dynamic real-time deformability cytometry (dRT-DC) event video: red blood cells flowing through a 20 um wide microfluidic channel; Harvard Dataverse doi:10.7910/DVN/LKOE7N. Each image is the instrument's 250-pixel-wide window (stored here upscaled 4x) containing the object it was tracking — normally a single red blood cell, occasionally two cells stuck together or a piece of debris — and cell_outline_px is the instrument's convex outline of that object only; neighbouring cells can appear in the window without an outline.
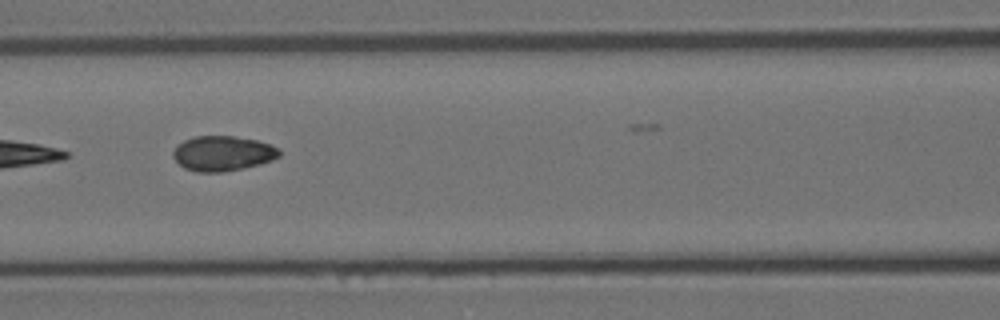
{"species": "Egyptian fruit bat (a non-hibernating species)", "species_latin": "Rousettus aegyptiacus", "temperature_condition": "room temperature", "stored_images_in_passage": 11, "camera_frame_rate_fps": 3000, "um_per_image_px": 0.085, "animal": {"sex": "female"}, "frame": {"image": 1, "passage_image": 7, "time_ms": 8.0, "image_size_px": [1000, 320], "cell_outline_px": [[280, 156], [272, 160], [260, 164], [244, 168], [224, 172], [196, 172], [184, 168], [172, 156], [172, 152], [184, 140], [192, 136], [232, 136], [256, 140], [280, 148]], "centroid_in_image_um": [18.94, 13.05], "position_along_channel_um": 147.7, "area_um2": 21.68}}
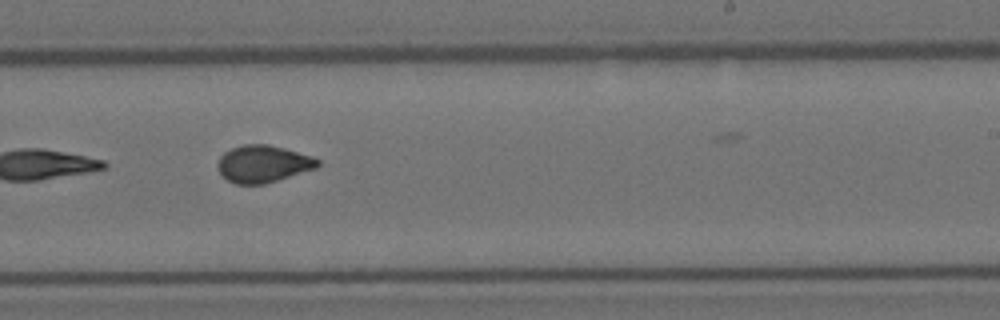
{"frame": {"image": 2, "passage_image": 10, "time_ms": 11.333, "image_size_px": [1000, 320], "cell_outline_px": [[320, 164], [316, 168], [264, 184], [236, 184], [228, 180], [216, 168], [216, 164], [220, 156], [224, 152], [232, 148], [244, 144], [268, 144], [284, 148], [312, 156], [320, 160]], "centroid_in_image_um": [22.34, 13.92], "position_along_channel_um": 266.7, "area_um2": 21.62}}
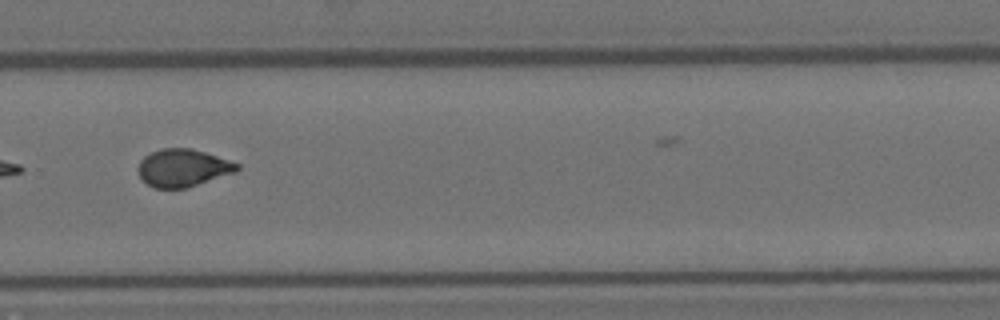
{"frame": {"image": 3, "passage_image": 11, "time_ms": 12.667, "image_size_px": [1000, 320], "cell_outline_px": [[240, 168], [236, 172], [188, 188], [156, 188], [148, 184], [140, 176], [136, 168], [140, 160], [144, 156], [152, 152], [164, 148], [192, 148], [240, 164]], "centroid_in_image_um": [15.55, 14.27], "position_along_channel_um": 314.3, "area_um2": 21.68}}